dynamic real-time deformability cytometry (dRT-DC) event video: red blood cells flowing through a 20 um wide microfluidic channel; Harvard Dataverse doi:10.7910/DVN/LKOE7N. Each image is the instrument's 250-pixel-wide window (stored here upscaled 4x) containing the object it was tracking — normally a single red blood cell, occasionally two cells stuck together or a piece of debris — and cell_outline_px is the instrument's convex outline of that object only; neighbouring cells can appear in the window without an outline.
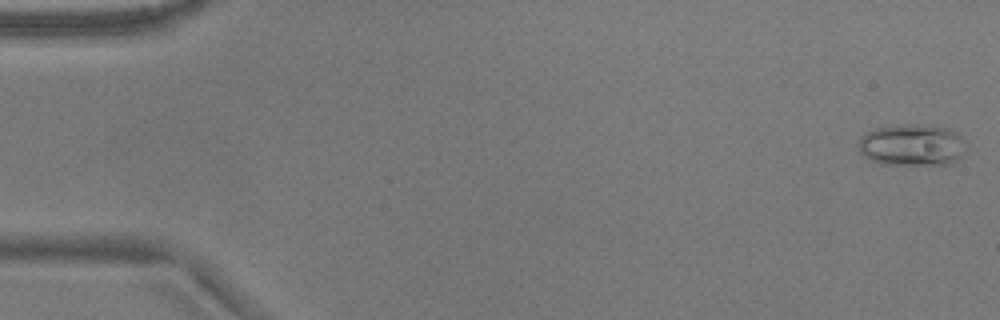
{"species": "common noctule bat (a hibernating species)", "species_latin": "Nyctalus noctula", "temperature_condition": "warm", "stored_images_in_passage": 53, "camera_frame_rate_fps": 3000, "um_per_image_px": 0.085, "animal": {"sex": "male", "body_mass_g": 17.9}, "frame": {"image": 1, "passage_image": 1, "time_ms": 0.0, "image_size_px": [1000, 320], "cell_outline_px": [[960, 156], [952, 164], [888, 164], [872, 160], [864, 156], [860, 152], [860, 136], [876, 128], [896, 124], [904, 124], [948, 128], [956, 132], [960, 136]], "centroid_in_image_um": [77.45, 12.32], "position_along_channel_um": 7.6, "area_um2": 25.32}}
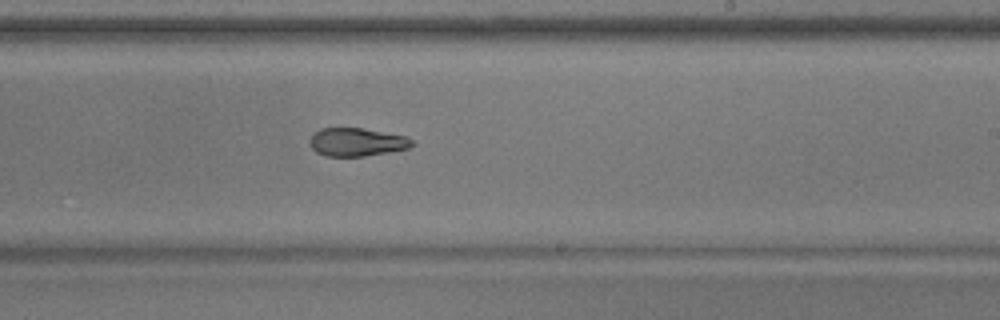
{"frame": {"image": 2, "passage_image": 32, "time_ms": 10.333, "image_size_px": [1000, 320], "cell_outline_px": [[416, 144], [408, 148], [388, 152], [364, 156], [328, 156], [316, 152], [312, 148], [312, 136], [320, 128], [360, 128], [404, 136], [416, 140]], "centroid_in_image_um": [30.38, 12.08], "position_along_channel_um": 258.6, "area_um2": 16.53}}
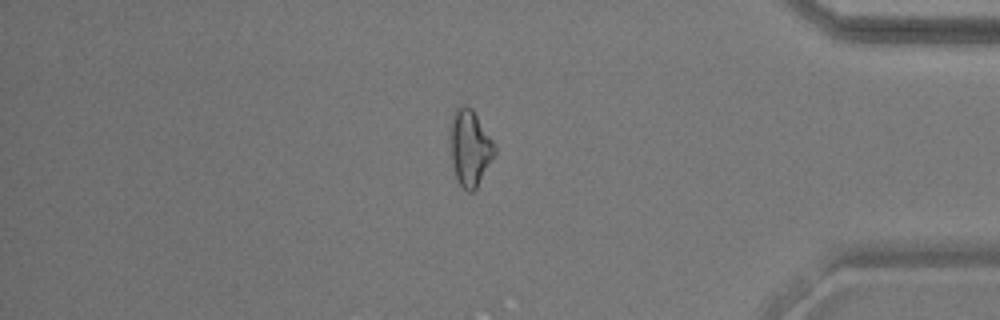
{"frame": {"image": 3, "passage_image": 45, "time_ms": 14.667, "image_size_px": [1000, 320], "cell_outline_px": [[496, 152], [476, 188], [472, 192], [468, 192], [456, 180], [452, 164], [452, 116], [456, 108], [460, 104], [464, 104], [472, 108], [496, 144]], "centroid_in_image_um": [39.97, 12.55], "position_along_channel_um": 395.2, "area_um2": 19.42}, "authors_computed_cell_mechanics": {"area_um2": 18.785, "velocity_mm_per_s": 3.8103, "shape_relaxation_time_tau1_ms": null, "shape_relaxation_time_tau2_ms": 3.1019, "deformation_change_tau1": null, "deformation_change_tau2": 0.1078}}